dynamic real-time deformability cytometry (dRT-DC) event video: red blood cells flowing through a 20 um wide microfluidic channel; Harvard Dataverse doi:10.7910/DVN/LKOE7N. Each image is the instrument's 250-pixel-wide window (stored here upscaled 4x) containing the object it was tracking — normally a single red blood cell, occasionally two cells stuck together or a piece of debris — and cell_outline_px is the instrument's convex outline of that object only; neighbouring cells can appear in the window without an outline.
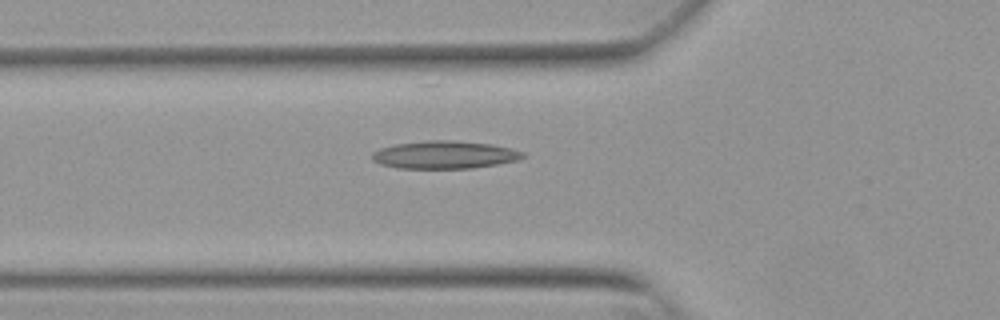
{"species": "Egyptian fruit bat (a non-hibernating species)", "species_latin": "Rousettus aegyptiacus", "temperature_condition": "warm", "stored_images_in_passage": 31, "camera_frame_rate_fps": 3000, "um_per_image_px": 0.085, "animal": {"sex": "female"}, "frame": {"image": 1, "passage_image": 2, "time_ms": 0.333, "image_size_px": [1000, 320], "cell_outline_px": [[524, 156], [520, 160], [472, 168], [396, 168], [380, 164], [372, 160], [372, 152], [380, 148], [396, 144], [428, 140], [448, 140], [492, 144], [512, 148], [524, 152]], "centroid_in_image_um": [37.79, 13.16], "position_along_channel_um": 88.0, "area_um2": 24.39}}
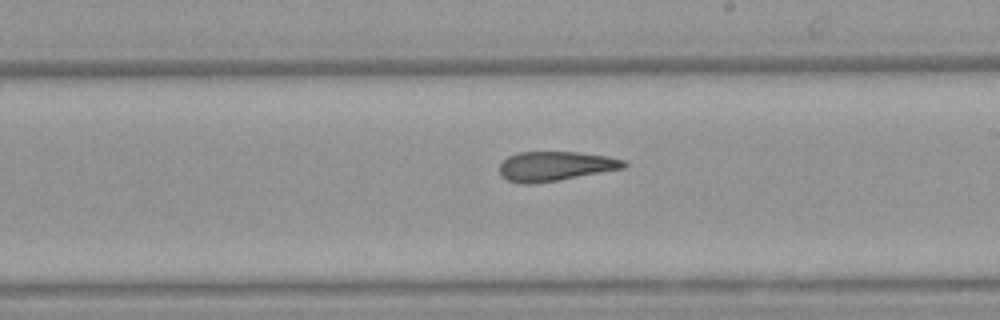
{"frame": {"image": 2, "passage_image": 14, "time_ms": 4.333, "image_size_px": [1000, 320], "cell_outline_px": [[628, 164], [624, 168], [560, 180], [532, 184], [524, 184], [508, 180], [500, 176], [500, 164], [508, 156], [520, 152], [576, 152], [608, 156], [624, 160]], "centroid_in_image_um": [47.2, 14.13], "position_along_channel_um": 241.8, "area_um2": 21.39}}
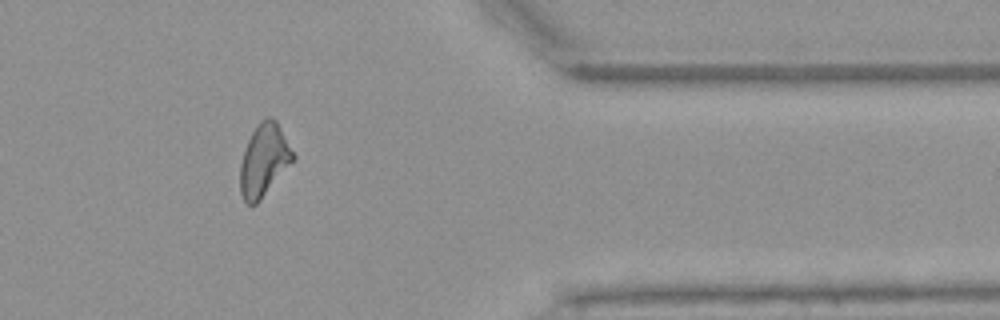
{"frame": {"image": 3, "passage_image": 27, "time_ms": 8.667, "image_size_px": [1000, 320], "cell_outline_px": [[296, 160], [260, 200], [256, 204], [248, 204], [244, 200], [240, 192], [240, 164], [248, 140], [252, 132], [260, 120], [264, 116], [272, 116], [276, 120], [296, 156]], "centroid_in_image_um": [22.47, 13.6], "position_along_channel_um": 388.9, "area_um2": 22.48}}